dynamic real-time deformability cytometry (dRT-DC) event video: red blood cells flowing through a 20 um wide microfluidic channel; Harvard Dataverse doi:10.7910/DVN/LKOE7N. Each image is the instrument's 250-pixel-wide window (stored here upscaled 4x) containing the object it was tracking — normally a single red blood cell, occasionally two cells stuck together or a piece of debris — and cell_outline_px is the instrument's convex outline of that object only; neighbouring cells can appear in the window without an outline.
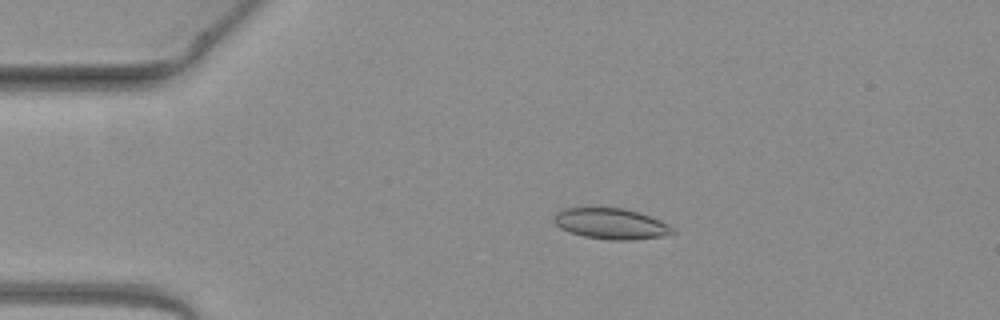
{"species": "common noctule bat (a hibernating species)", "species_latin": "Nyctalus noctula", "temperature_condition": "warm", "stored_images_in_passage": 47, "camera_frame_rate_fps": 3000, "um_per_image_px": 0.085, "animal": {"sex": "female", "body_mass_g": 19.3, "forearm_length_mm": 54.1}, "frame": {"image": 1, "passage_image": 7, "time_ms": 2.0, "image_size_px": [1000, 320], "cell_outline_px": [[676, 232], [660, 236], [632, 240], [612, 240], [584, 236], [560, 228], [556, 224], [556, 212], [564, 208], [624, 208], [640, 212], [660, 220], [668, 224]], "centroid_in_image_um": [51.97, 19.01], "position_along_channel_um": 33.0, "area_um2": 20.98}}
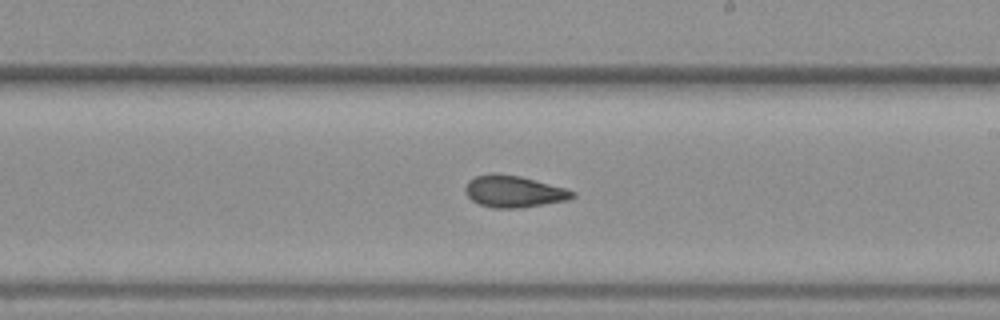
{"frame": {"image": 2, "passage_image": 26, "time_ms": 8.333, "image_size_px": [1000, 320], "cell_outline_px": [[576, 196], [568, 200], [520, 208], [492, 208], [480, 204], [472, 200], [464, 192], [464, 188], [468, 180], [476, 176], [492, 172], [520, 176], [564, 188], [576, 192]], "centroid_in_image_um": [43.64, 16.27], "position_along_channel_um": 245.4, "area_um2": 19.88}}
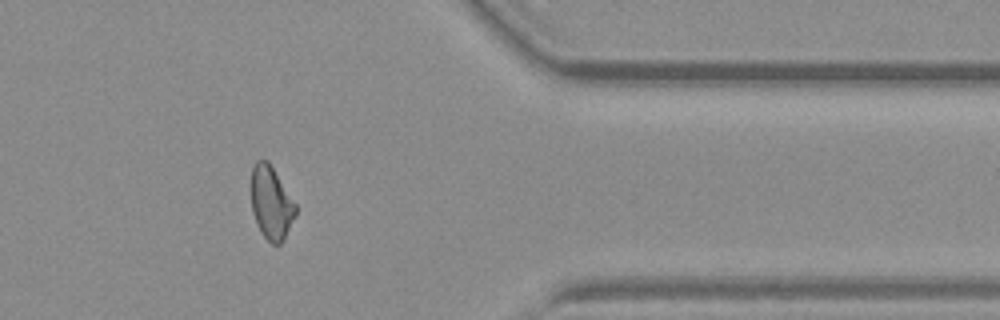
{"frame": {"image": 3, "passage_image": 38, "time_ms": 12.333, "image_size_px": [1000, 320], "cell_outline_px": [[296, 216], [284, 240], [280, 244], [272, 244], [260, 232], [252, 212], [252, 168], [256, 160], [268, 160], [296, 204]], "centroid_in_image_um": [23.07, 17.26], "position_along_channel_um": 388.3, "area_um2": 18.9}, "authors_computed_cell_mechanics": {"area_um2": 20.1144, "velocity_mm_per_s": 4.0701, "shape_relaxation_time_tau1_ms": 8.8618, "shape_relaxation_time_tau2_ms": 2.3333, "deformation_change_tau1": 0.1918, "deformation_change_tau2": 0.0748}}